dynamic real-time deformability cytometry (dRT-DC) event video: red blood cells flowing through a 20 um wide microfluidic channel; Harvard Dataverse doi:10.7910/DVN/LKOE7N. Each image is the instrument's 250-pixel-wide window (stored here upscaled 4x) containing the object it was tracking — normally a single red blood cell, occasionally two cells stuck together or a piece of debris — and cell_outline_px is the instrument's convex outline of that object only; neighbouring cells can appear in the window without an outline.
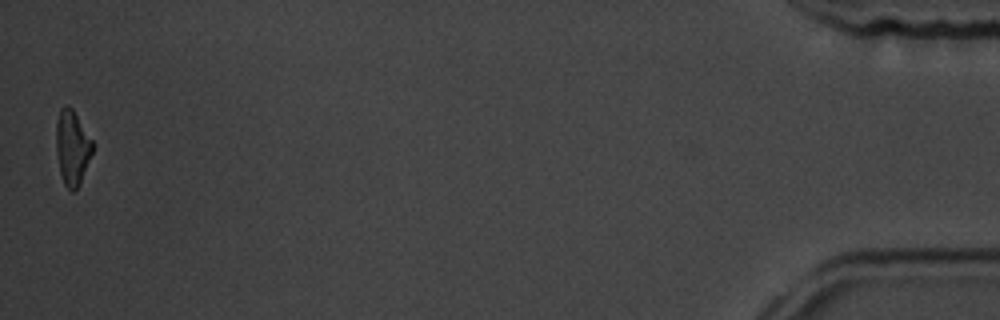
{"species": "common noctule bat (a hibernating species)", "species_latin": "Nyctalus noctula", "temperature_condition": "room temperature", "stored_images_in_passage": 13, "camera_frame_rate_fps": 3000, "um_per_image_px": 0.085, "animal": {"sex": "male", "body_mass_g": 19.5, "forearm_length_mm": 54.6}, "frame": {"image": 1, "passage_image": 13, "time_ms": 15.333, "image_size_px": [1000, 320], "cell_outline_px": [[92, 152], [80, 184], [72, 192], [64, 184], [60, 172], [56, 152], [56, 120], [60, 108], [64, 104], [68, 104], [72, 108], [92, 140]], "centroid_in_image_um": [6.11, 12.51], "position_along_channel_um": 429.1, "area_um2": 15.78}}